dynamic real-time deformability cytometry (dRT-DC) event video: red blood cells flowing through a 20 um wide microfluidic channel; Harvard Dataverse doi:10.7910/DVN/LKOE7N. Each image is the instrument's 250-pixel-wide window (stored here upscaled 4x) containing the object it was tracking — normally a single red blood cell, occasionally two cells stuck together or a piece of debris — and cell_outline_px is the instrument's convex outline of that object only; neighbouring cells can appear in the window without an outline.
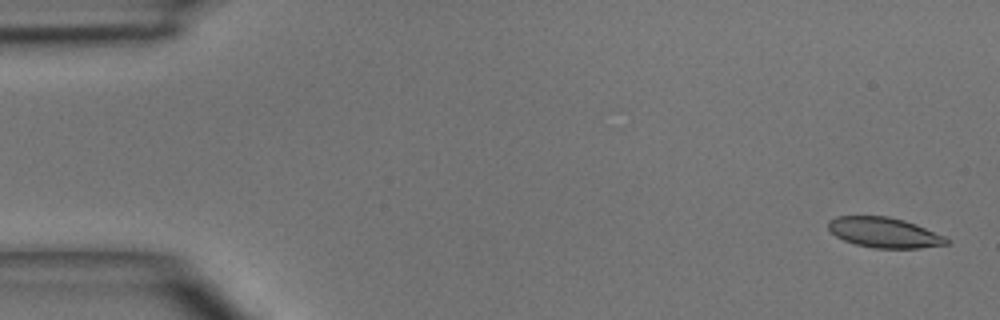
{"species": "common noctule bat (a hibernating species)", "species_latin": "Nyctalus noctula", "temperature_condition": "room temperature", "stored_images_in_passage": 5, "segment_of_instrument_passage": [2, 2], "camera_frame_rate_fps": 3000, "um_per_image_px": 0.085, "animal": {"sex": "male", "body_mass_g": 15.6}, "frame": {"image": 1, "passage_image": 5, "time_ms": 5.333, "image_size_px": [1000, 320], "cell_outline_px": [[948, 244], [920, 248], [872, 248], [856, 244], [844, 240], [836, 236], [828, 228], [828, 220], [836, 216], [888, 216], [904, 220], [916, 224], [944, 236], [948, 240]], "centroid_in_image_um": [75.14, 19.76], "position_along_channel_um": 9.9, "area_um2": 20.75}}